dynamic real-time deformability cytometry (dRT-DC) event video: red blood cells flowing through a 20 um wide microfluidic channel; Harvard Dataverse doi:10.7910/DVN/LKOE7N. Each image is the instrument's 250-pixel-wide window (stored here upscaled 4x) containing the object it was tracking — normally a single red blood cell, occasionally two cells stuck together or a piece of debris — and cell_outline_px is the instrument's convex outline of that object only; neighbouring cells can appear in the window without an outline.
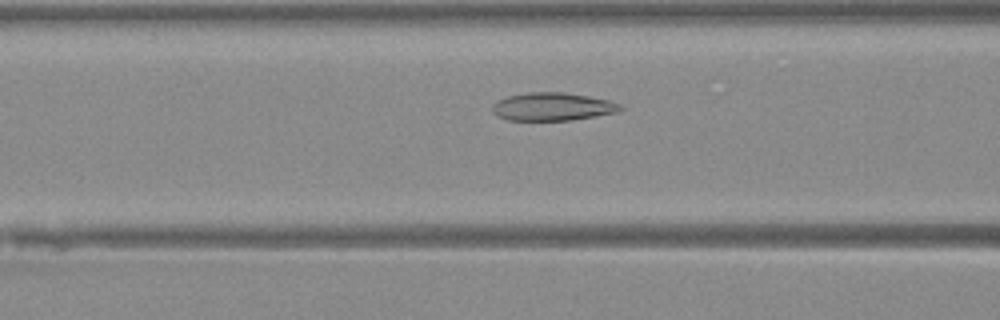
{"species": "Egyptian fruit bat (a non-hibernating species)", "species_latin": "Rousettus aegyptiacus", "temperature_condition": "warm", "stored_images_in_passage": 28, "camera_frame_rate_fps": 3000, "um_per_image_px": 0.085, "animal": {"sex": "female"}, "frame": {"image": 1, "passage_image": 5, "time_ms": 1.333, "image_size_px": [1000, 320], "cell_outline_px": [[624, 108], [616, 112], [596, 116], [568, 120], [508, 120], [496, 116], [492, 112], [492, 104], [496, 100], [508, 96], [528, 92], [564, 92], [612, 100], [620, 104]], "centroid_in_image_um": [46.94, 9.06], "position_along_channel_um": 119.7, "area_um2": 21.04}}
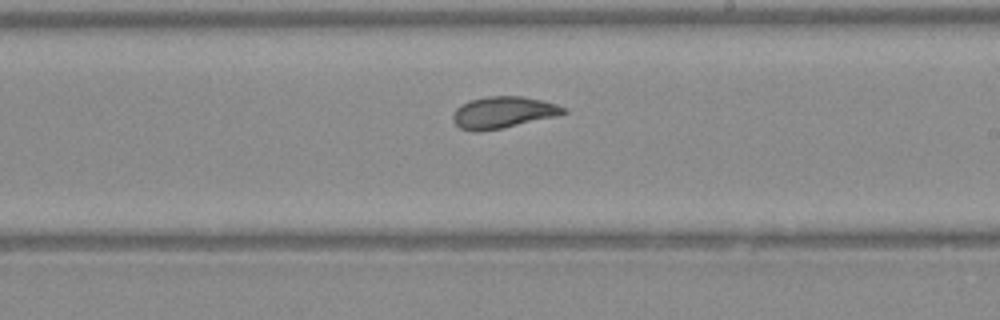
{"frame": {"image": 2, "passage_image": 14, "time_ms": 4.333, "image_size_px": [1000, 320], "cell_outline_px": [[568, 112], [560, 116], [480, 132], [472, 132], [460, 128], [452, 120], [452, 116], [456, 108], [468, 100], [488, 96], [520, 96], [540, 100], [556, 104], [564, 108]], "centroid_in_image_um": [42.74, 9.56], "position_along_channel_um": 246.3, "area_um2": 20.46}}
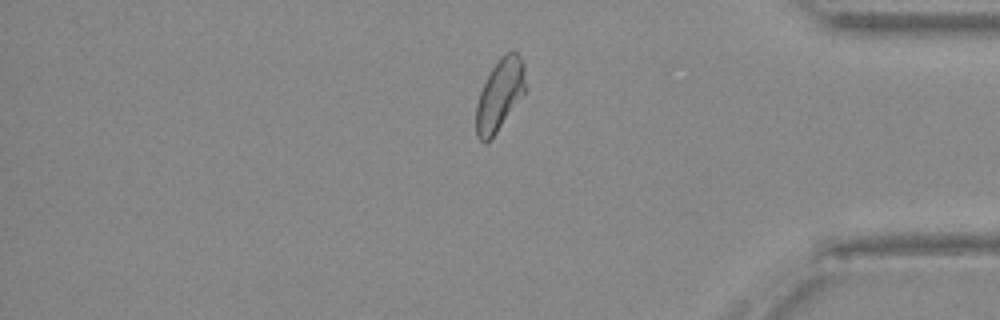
{"frame": {"image": 3, "passage_image": 26, "time_ms": 8.333, "image_size_px": [1000, 320], "cell_outline_px": [[524, 92], [496, 132], [484, 144], [476, 136], [476, 104], [480, 92], [492, 68], [500, 56], [504, 52], [516, 52], [524, 64]], "centroid_in_image_um": [42.44, 8.05], "position_along_channel_um": 392.8, "area_um2": 19.94}}